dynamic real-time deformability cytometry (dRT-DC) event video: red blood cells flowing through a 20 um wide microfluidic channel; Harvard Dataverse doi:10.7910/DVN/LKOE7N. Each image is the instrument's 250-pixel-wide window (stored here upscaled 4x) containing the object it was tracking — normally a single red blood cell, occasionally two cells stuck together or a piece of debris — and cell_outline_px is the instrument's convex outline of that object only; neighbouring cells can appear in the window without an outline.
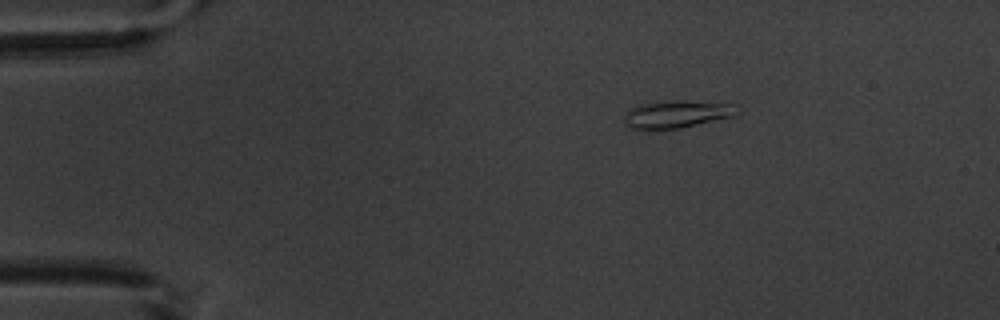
{"species": "common noctule bat (a hibernating species)", "species_latin": "Nyctalus noctula", "temperature_condition": "warm", "stored_images_in_passage": 4, "camera_frame_rate_fps": 3000, "um_per_image_px": 0.085, "animal": {"sex": "male", "body_mass_g": 20.1, "forearm_length_mm": 53.5}, "frame": {"image": 1, "passage_image": 2, "time_ms": 1.333, "image_size_px": [1000, 320], "cell_outline_px": [[740, 112], [736, 116], [680, 128], [628, 128], [624, 124], [624, 112], [632, 108], [644, 104], [676, 100], [680, 100], [740, 104]], "centroid_in_image_um": [57.64, 9.69], "position_along_channel_um": 27.4, "area_um2": 18.15}}